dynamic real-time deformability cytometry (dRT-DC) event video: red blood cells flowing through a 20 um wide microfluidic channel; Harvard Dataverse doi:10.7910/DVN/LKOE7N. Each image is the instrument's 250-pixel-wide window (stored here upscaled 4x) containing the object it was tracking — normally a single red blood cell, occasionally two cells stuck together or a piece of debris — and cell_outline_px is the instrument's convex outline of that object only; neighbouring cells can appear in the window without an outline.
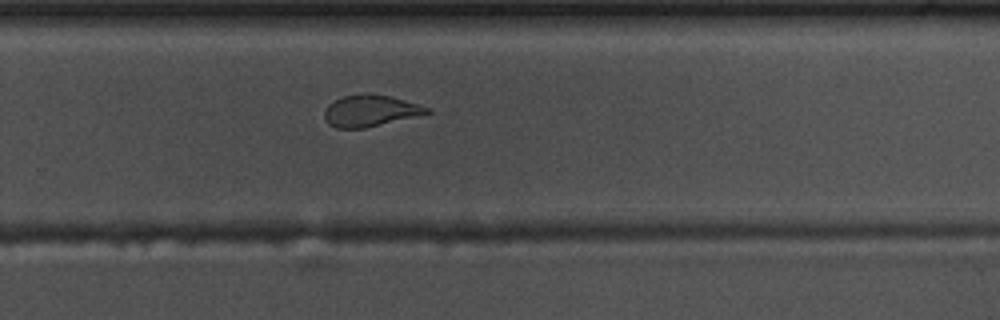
{"species": "common noctule bat (a hibernating species)", "species_latin": "Nyctalus noctula", "temperature_condition": "warm", "stored_images_in_passage": 43, "camera_frame_rate_fps": 3000, "um_per_image_px": 0.085, "animal": {"sex": "male", "body_mass_g": 17.5, "forearm_length_mm": 52.3}, "frame": {"image": 1, "passage_image": 25, "time_ms": 8.0, "image_size_px": [1000, 320], "cell_outline_px": [[432, 112], [416, 116], [364, 128], [336, 128], [328, 124], [324, 116], [324, 112], [328, 104], [344, 96], [364, 92], [368, 92], [392, 96], [428, 108]], "centroid_in_image_um": [31.43, 9.4], "position_along_channel_um": 298.4, "area_um2": 18.73}}
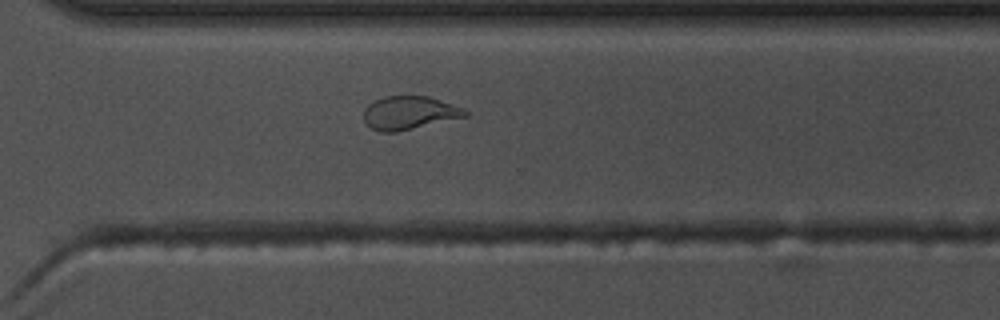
{"frame": {"image": 2, "passage_image": 28, "time_ms": 9.0, "image_size_px": [1000, 320], "cell_outline_px": [[468, 116], [396, 132], [380, 132], [372, 128], [364, 120], [364, 108], [368, 104], [384, 96], [428, 96], [464, 108], [468, 112]], "centroid_in_image_um": [34.79, 9.59], "position_along_channel_um": 335.8, "area_um2": 19.59}}
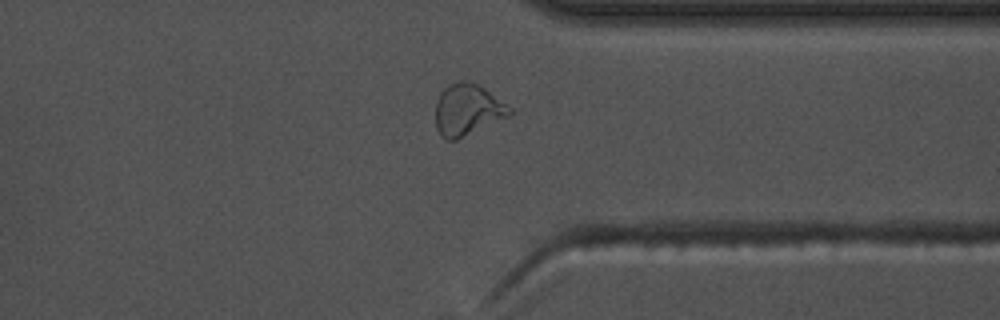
{"frame": {"image": 3, "passage_image": 31, "time_ms": 10.0, "image_size_px": [1000, 320], "cell_outline_px": [[512, 112], [508, 116], [456, 140], [444, 140], [440, 136], [436, 128], [436, 100], [440, 92], [448, 84], [456, 80], [468, 80], [480, 84], [512, 108]], "centroid_in_image_um": [39.7, 9.3], "position_along_channel_um": 371.7, "area_um2": 22.48}, "authors_computed_cell_mechanics": {"area_um2": 19.941, "velocity_mm_per_s": 3.7568, "shape_relaxation_time_tau1_ms": null, "shape_relaxation_time_tau2_ms": 1.838, "deformation_change_tau1": null, "deformation_change_tau2": 0.1016}}